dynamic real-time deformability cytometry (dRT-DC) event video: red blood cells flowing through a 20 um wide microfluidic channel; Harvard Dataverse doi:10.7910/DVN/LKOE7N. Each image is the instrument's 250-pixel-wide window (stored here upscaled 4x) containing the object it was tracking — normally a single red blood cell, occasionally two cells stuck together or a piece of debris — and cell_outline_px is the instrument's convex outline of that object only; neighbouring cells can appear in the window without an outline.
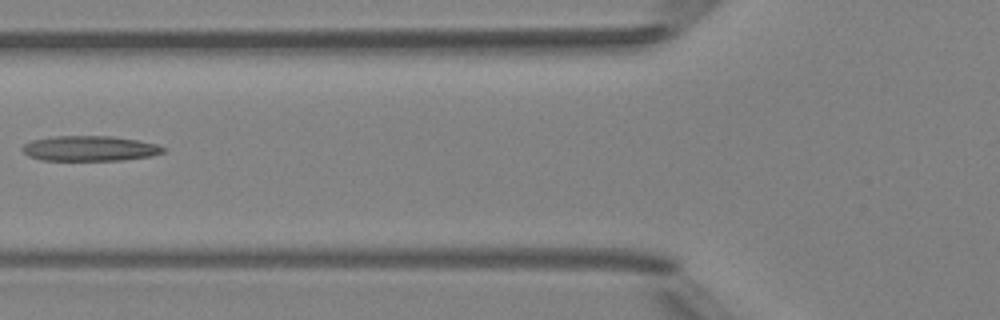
{"species": "Egyptian fruit bat (a non-hibernating species)", "species_latin": "Rousettus aegyptiacus", "temperature_condition": "room temperature", "stored_images_in_passage": 7, "camera_frame_rate_fps": 3000, "um_per_image_px": 0.085, "animal": {"sex": "female"}, "frame": {"image": 1, "passage_image": 5, "time_ms": 5.667, "image_size_px": [1000, 320], "cell_outline_px": [[164, 152], [152, 156], [120, 160], [40, 160], [28, 156], [20, 148], [24, 144], [32, 140], [56, 136], [112, 136], [136, 140], [156, 144], [164, 148]], "centroid_in_image_um": [7.6, 12.62], "position_along_channel_um": 118.2, "area_um2": 20.58}}
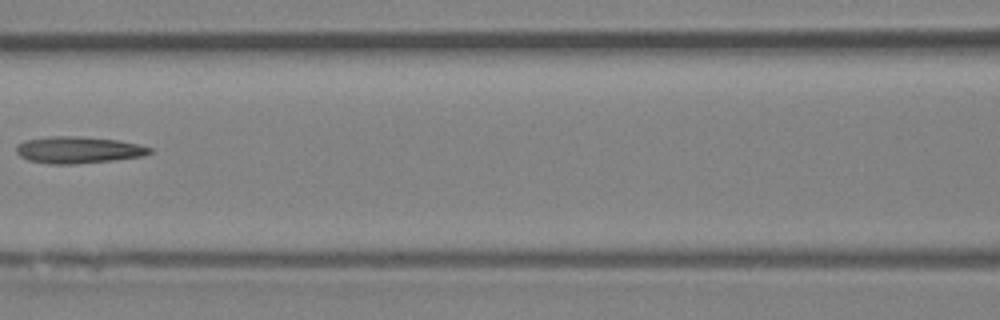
{"frame": {"image": 2, "passage_image": 6, "time_ms": 6.667, "image_size_px": [1000, 320], "cell_outline_px": [[152, 152], [144, 156], [112, 160], [72, 164], [48, 164], [28, 160], [20, 156], [16, 152], [16, 144], [24, 140], [52, 136], [80, 136], [116, 140], [140, 144], [152, 148]], "centroid_in_image_um": [6.64, 12.74], "position_along_channel_um": 160.0, "area_um2": 20.87}}
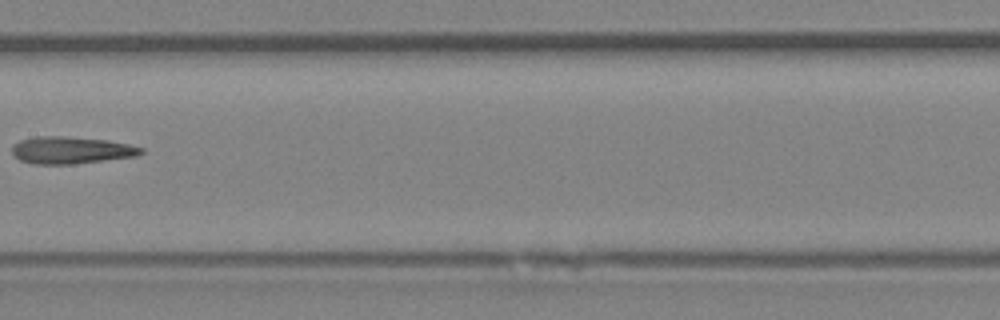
{"frame": {"image": 3, "passage_image": 7, "time_ms": 7.667, "image_size_px": [1000, 320], "cell_outline_px": [[144, 152], [136, 156], [72, 164], [32, 164], [20, 160], [12, 152], [12, 144], [20, 140], [36, 136], [64, 136], [108, 140], [128, 144], [144, 148]], "centroid_in_image_um": [6.03, 12.76], "position_along_channel_um": 201.4, "area_um2": 20.4}}